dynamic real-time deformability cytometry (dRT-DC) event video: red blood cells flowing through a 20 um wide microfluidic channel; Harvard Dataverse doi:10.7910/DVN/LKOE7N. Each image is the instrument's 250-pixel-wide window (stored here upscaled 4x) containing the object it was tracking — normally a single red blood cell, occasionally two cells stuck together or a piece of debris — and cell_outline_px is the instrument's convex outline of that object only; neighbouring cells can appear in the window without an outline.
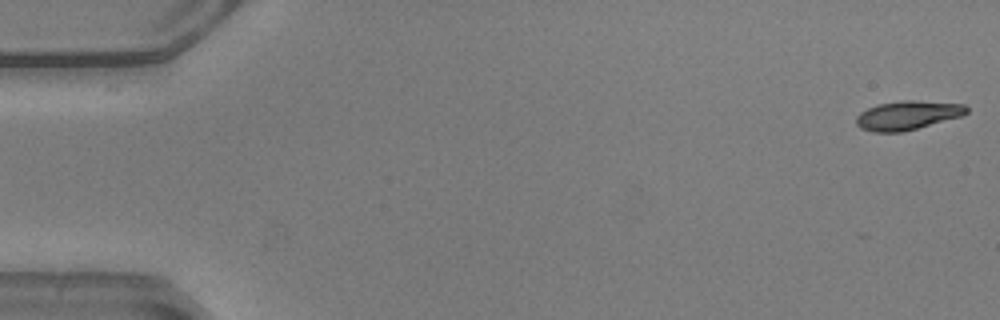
{"species": "common noctule bat (a hibernating species)", "species_latin": "Nyctalus noctula", "temperature_condition": "warm", "stored_images_in_passage": 4, "camera_frame_rate_fps": 3000, "um_per_image_px": 0.085, "animal": {"sex": "male", "body_mass_g": 20.5, "forearm_length_mm": 52.5}, "frame": {"image": 1, "passage_image": 1, "time_ms": 0.0, "image_size_px": [1000, 320], "cell_outline_px": [[968, 112], [960, 116], [916, 128], [900, 132], [872, 132], [860, 128], [856, 124], [856, 116], [860, 112], [876, 104], [904, 100], [912, 100], [964, 104], [968, 108]], "centroid_in_image_um": [77.09, 9.79], "position_along_channel_um": 7.9, "area_um2": 18.44}}